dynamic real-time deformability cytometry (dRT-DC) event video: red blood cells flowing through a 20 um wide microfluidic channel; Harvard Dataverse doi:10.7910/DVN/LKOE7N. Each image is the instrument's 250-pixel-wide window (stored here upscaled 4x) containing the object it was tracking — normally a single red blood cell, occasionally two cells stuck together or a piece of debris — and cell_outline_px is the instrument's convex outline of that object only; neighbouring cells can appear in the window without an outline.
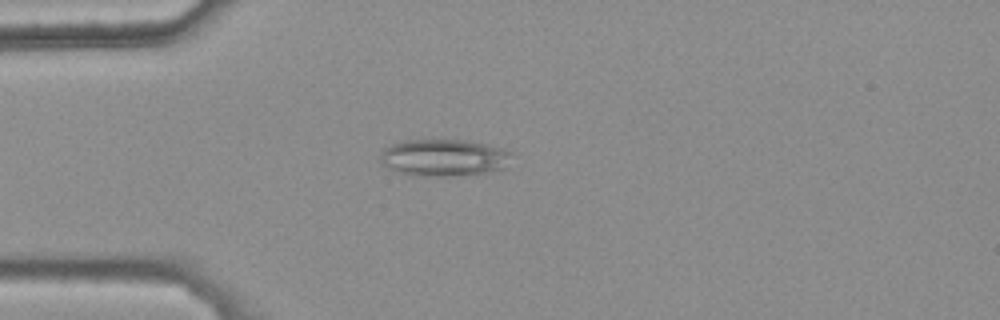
{"species": "common noctule bat (a hibernating species)", "species_latin": "Nyctalus noctula", "temperature_condition": "warm", "stored_images_in_passage": 40, "camera_frame_rate_fps": 3000, "um_per_image_px": 0.085, "animal": {"sex": "female", "body_mass_g": 25.1}, "frame": {"image": 1, "passage_image": 7, "time_ms": 2.0, "image_size_px": [1000, 320], "cell_outline_px": [[512, 152], [504, 168], [484, 172], [448, 176], [416, 176], [400, 172], [388, 168], [380, 164], [380, 156], [384, 148], [392, 144], [408, 140], [440, 136], [488, 144], [504, 148]], "centroid_in_image_um": [37.68, 13.35], "position_along_channel_um": 47.3, "area_um2": 28.96}}
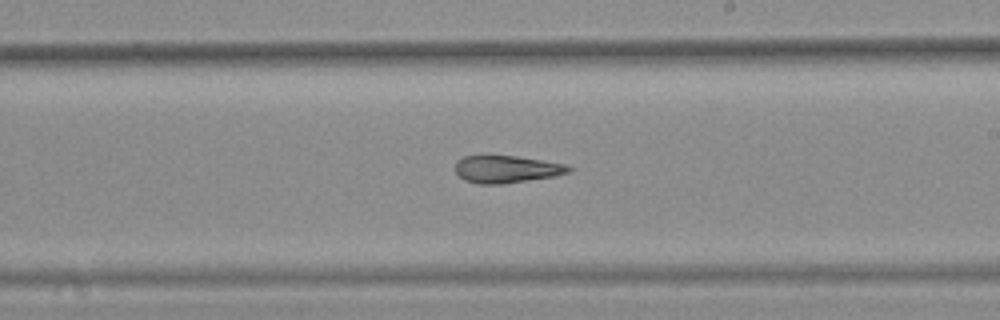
{"frame": {"image": 2, "passage_image": 24, "time_ms": 7.667, "image_size_px": [1000, 320], "cell_outline_px": [[572, 168], [568, 172], [556, 176], [504, 184], [480, 184], [464, 180], [456, 172], [456, 164], [464, 156], [516, 156], [568, 164]], "centroid_in_image_um": [43.1, 14.39], "position_along_channel_um": 245.9, "area_um2": 17.98}}
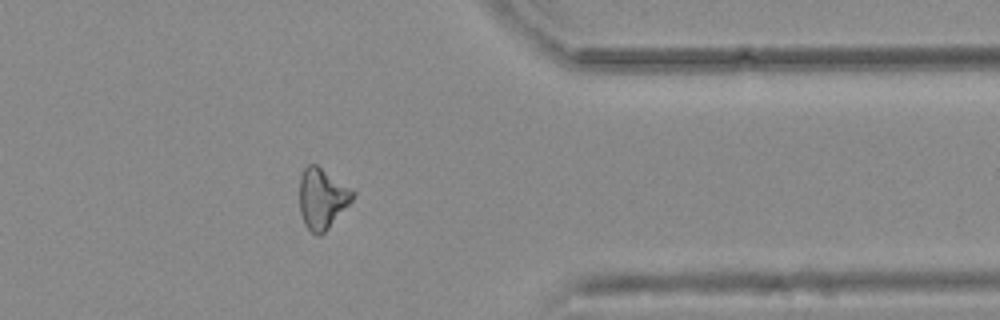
{"frame": {"image": 3, "passage_image": 36, "time_ms": 11.667, "image_size_px": [1000, 320], "cell_outline_px": [[356, 192], [352, 200], [328, 228], [320, 236], [316, 236], [304, 224], [300, 212], [300, 176], [304, 168], [308, 164], [316, 164]], "centroid_in_image_um": [27.36, 16.87], "position_along_channel_um": 384.0, "area_um2": 18.55}, "authors_computed_cell_mechanics": {"area_um2": 19.074, "velocity_mm_per_s": 3.7705, "shape_relaxation_time_tau1_ms": null, "shape_relaxation_time_tau2_ms": 5.7838, "deformation_change_tau1": null, "deformation_change_tau2": 0.1628}}